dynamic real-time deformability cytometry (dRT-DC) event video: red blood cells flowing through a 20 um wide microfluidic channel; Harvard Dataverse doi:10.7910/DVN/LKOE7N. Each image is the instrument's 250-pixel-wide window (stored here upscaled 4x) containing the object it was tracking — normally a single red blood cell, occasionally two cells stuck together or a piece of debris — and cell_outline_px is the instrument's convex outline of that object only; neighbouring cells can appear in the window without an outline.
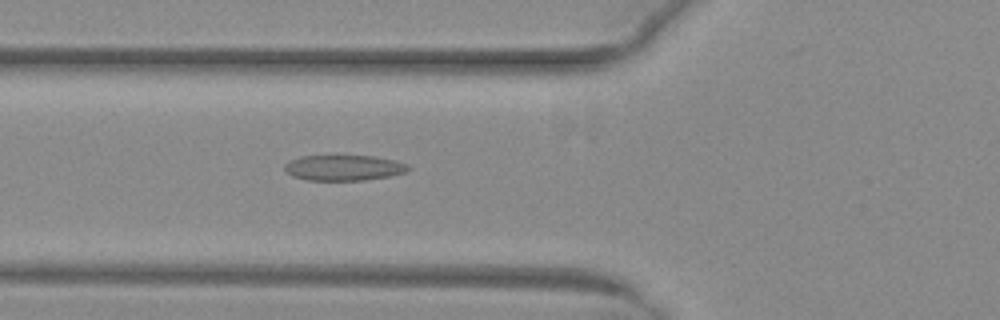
{"species": "common noctule bat (a hibernating species)", "species_latin": "Nyctalus noctula", "temperature_condition": "warm", "stored_images_in_passage": 47, "camera_frame_rate_fps": 3000, "um_per_image_px": 0.085, "animal": {"sex": "female", "body_mass_g": 29.2, "forearm_length_mm": 56.3}, "frame": {"image": 1, "passage_image": 15, "time_ms": 4.667, "image_size_px": [1000, 320], "cell_outline_px": [[412, 168], [408, 172], [388, 176], [364, 180], [308, 180], [292, 176], [284, 168], [284, 164], [288, 160], [300, 156], [372, 156], [396, 160], [408, 164]], "centroid_in_image_um": [29.24, 14.25], "position_along_channel_um": 96.6, "area_um2": 18.5}}
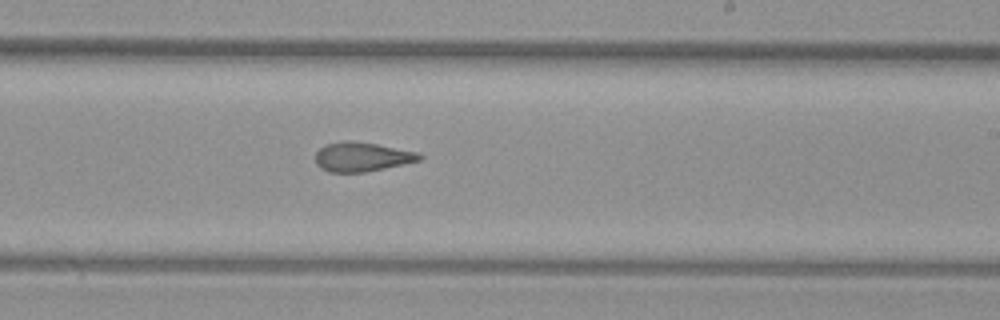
{"frame": {"image": 2, "passage_image": 27, "time_ms": 8.667, "image_size_px": [1000, 320], "cell_outline_px": [[424, 156], [420, 160], [384, 168], [364, 172], [328, 172], [320, 168], [316, 164], [316, 152], [324, 144], [344, 140], [352, 140], [376, 144], [420, 152]], "centroid_in_image_um": [30.75, 13.32], "position_along_channel_um": 258.3, "area_um2": 17.86}}
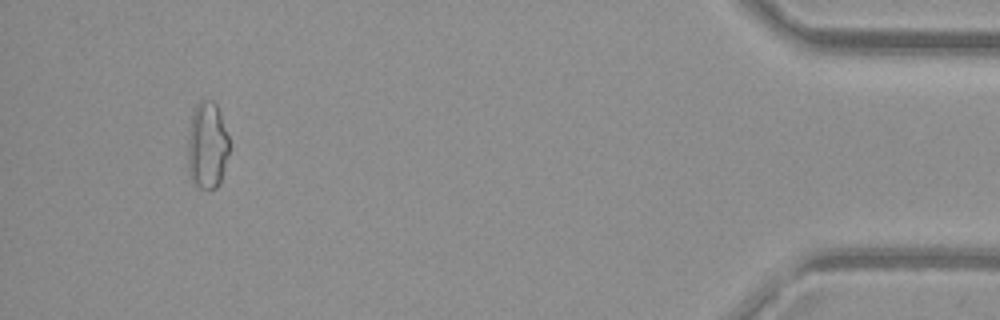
{"frame": {"image": 3, "passage_image": 44, "time_ms": 14.333, "image_size_px": [1000, 320], "cell_outline_px": [[228, 152], [220, 184], [216, 188], [200, 188], [192, 180], [188, 172], [188, 128], [192, 112], [196, 104], [200, 100], [212, 100], [216, 104], [220, 112], [228, 136]], "centroid_in_image_um": [17.59, 12.34], "position_along_channel_um": 417.6, "area_um2": 21.1}, "authors_computed_cell_mechanics": {"area_um2": 18.5538, "velocity_mm_per_s": 4.035, "shape_relaxation_time_tau1_ms": 9.9786, "shape_relaxation_time_tau2_ms": 2.2246, "deformation_change_tau1": 0.2484, "deformation_change_tau2": 0.0994}}